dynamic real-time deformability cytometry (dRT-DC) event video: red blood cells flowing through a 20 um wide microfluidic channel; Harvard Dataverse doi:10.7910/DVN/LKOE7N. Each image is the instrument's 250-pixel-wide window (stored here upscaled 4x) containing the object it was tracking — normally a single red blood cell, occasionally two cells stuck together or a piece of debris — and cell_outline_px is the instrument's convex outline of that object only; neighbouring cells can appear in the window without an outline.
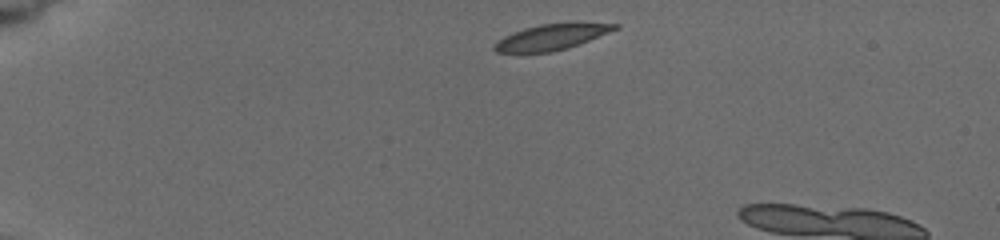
{"species": "common noctule bat (a hibernating species)", "species_latin": "Nyctalus noctula", "temperature_condition": "cold", "stored_images_in_passage": 3, "camera_frame_rate_fps": 3000, "um_per_image_px": 0.085, "animal": {"sex": "female", "body_mass_g": 19.5, "forearm_length_mm": 54.1}, "frame": {"image": 1, "passage_image": 1, "time_ms": 0.0, "image_size_px": [1000, 240], "cell_outline_px": [[620, 28], [568, 48], [552, 52], [516, 56], [496, 52], [492, 48], [492, 44], [496, 40], [504, 36], [524, 28], [540, 24], [576, 20], [620, 24]], "centroid_in_image_um": [46.84, 3.16], "position_along_channel_um": 38.2, "area_um2": 19.59}}